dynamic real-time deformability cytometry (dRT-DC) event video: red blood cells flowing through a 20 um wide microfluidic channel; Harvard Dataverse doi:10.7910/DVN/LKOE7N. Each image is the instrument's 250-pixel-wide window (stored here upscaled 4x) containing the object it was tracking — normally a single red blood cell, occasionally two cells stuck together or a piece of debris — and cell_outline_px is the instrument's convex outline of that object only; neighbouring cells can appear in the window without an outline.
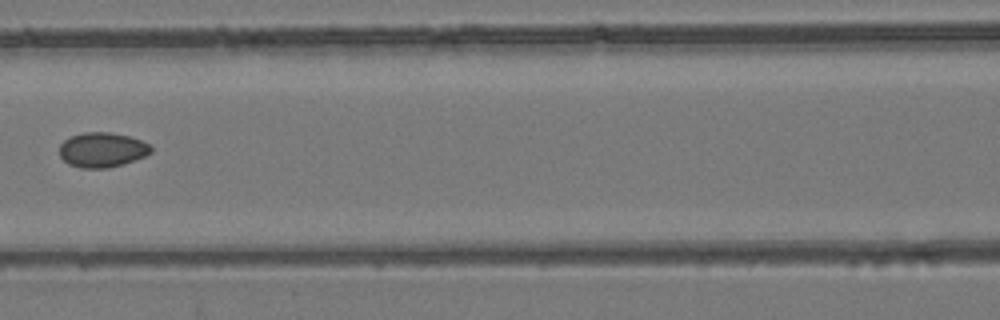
{"species": "common noctule bat (a hibernating species)", "species_latin": "Nyctalus noctula", "temperature_condition": "room temperature", "stored_images_in_passage": 9, "camera_frame_rate_fps": 3000, "um_per_image_px": 0.085, "animal": {"sex": "female", "body_mass_g": 24.6, "forearm_length_mm": 56.2}, "frame": {"image": 1, "passage_image": 7, "time_ms": 2.0, "image_size_px": [1000, 320], "cell_outline_px": [[152, 152], [144, 156], [124, 164], [108, 168], [80, 168], [68, 164], [60, 156], [60, 144], [64, 140], [72, 136], [84, 132], [112, 132], [128, 136], [140, 140], [148, 144], [152, 148]], "centroid_in_image_um": [8.67, 12.74], "position_along_channel_um": 157.9, "area_um2": 18.55}}
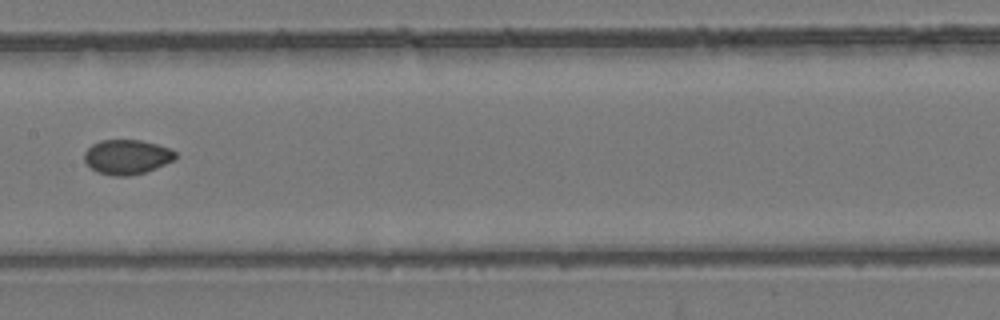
{"frame": {"image": 2, "passage_image": 8, "time_ms": 2.333, "image_size_px": [1000, 320], "cell_outline_px": [[176, 156], [172, 160], [164, 164], [144, 172], [128, 176], [116, 176], [96, 172], [84, 160], [84, 152], [92, 144], [100, 140], [140, 140], [156, 144], [168, 148], [176, 152]], "centroid_in_image_um": [10.75, 13.33], "position_along_channel_um": 196.7, "area_um2": 18.15}}
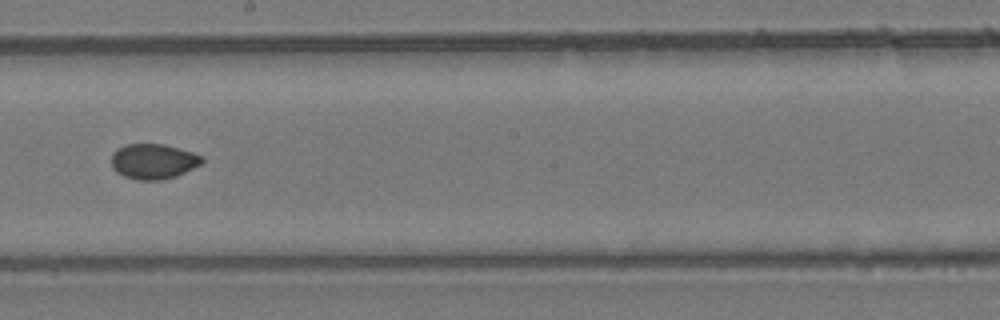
{"frame": {"image": 3, "passage_image": 9, "time_ms": 2.667, "image_size_px": [1000, 320], "cell_outline_px": [[204, 160], [200, 164], [176, 176], [160, 180], [136, 180], [124, 176], [116, 172], [112, 168], [112, 152], [116, 148], [128, 144], [164, 144], [192, 152], [200, 156]], "centroid_in_image_um": [12.99, 13.71], "position_along_channel_um": 235.2, "area_um2": 18.5}}